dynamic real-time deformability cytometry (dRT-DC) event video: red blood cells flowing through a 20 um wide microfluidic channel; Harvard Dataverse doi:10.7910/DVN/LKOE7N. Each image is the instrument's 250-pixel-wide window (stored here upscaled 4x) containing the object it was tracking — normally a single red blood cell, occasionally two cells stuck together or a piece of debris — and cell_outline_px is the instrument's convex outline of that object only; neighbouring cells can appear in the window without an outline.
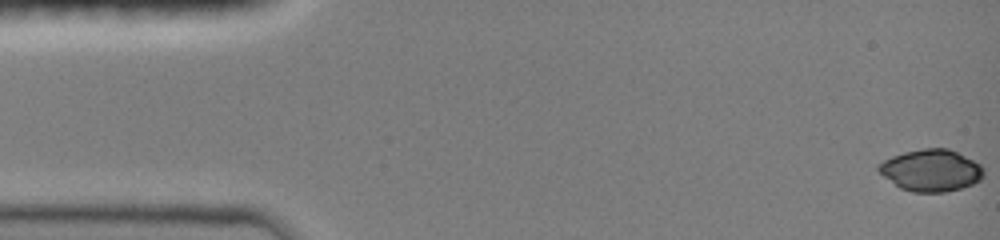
{"species": "common noctule bat (a hibernating species)", "species_latin": "Nyctalus noctula", "temperature_condition": "room temperature", "stored_images_in_passage": 48, "camera_frame_rate_fps": 3000, "um_per_image_px": 0.085, "animal": {"sex": "female", "body_mass_g": 19.0, "forearm_length_mm": 51.5}, "frame": {"image": 1, "passage_image": 1, "time_ms": 0.0, "image_size_px": [1000, 240], "cell_outline_px": [[984, 176], [980, 180], [972, 184], [960, 188], [944, 192], [912, 192], [900, 188], [884, 176], [876, 168], [876, 164], [892, 156], [904, 152], [924, 148], [948, 148], [980, 164], [984, 168]], "centroid_in_image_um": [79.13, 14.48], "position_along_channel_um": 5.9, "area_um2": 25.55}}
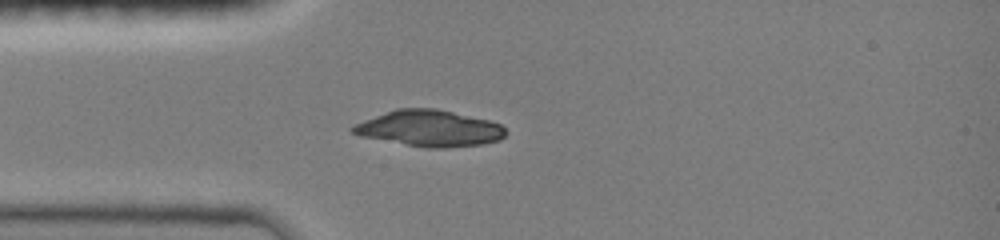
{"frame": {"image": 2, "passage_image": 13, "time_ms": 4.0, "image_size_px": [1000, 240], "cell_outline_px": [[508, 132], [500, 140], [484, 144], [444, 148], [428, 148], [360, 136], [352, 132], [348, 128], [364, 120], [396, 108], [436, 108], [488, 120], [500, 124]], "centroid_in_image_um": [36.52, 10.91], "position_along_channel_um": 48.5, "area_um2": 32.14}}
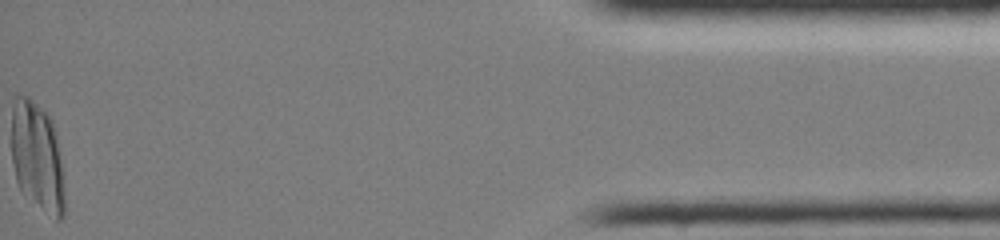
{"frame": {"image": 3, "passage_image": 48, "time_ms": 15.667, "image_size_px": [1000, 240], "cell_outline_px": [[64, 216], [60, 220], [56, 220], [20, 188], [16, 180], [12, 160], [12, 108], [16, 96], [28, 96], [52, 120], [56, 132], [60, 160], [64, 196]], "centroid_in_image_um": [3.15, 13.3], "position_along_channel_um": 432.0, "area_um2": 32.95}}